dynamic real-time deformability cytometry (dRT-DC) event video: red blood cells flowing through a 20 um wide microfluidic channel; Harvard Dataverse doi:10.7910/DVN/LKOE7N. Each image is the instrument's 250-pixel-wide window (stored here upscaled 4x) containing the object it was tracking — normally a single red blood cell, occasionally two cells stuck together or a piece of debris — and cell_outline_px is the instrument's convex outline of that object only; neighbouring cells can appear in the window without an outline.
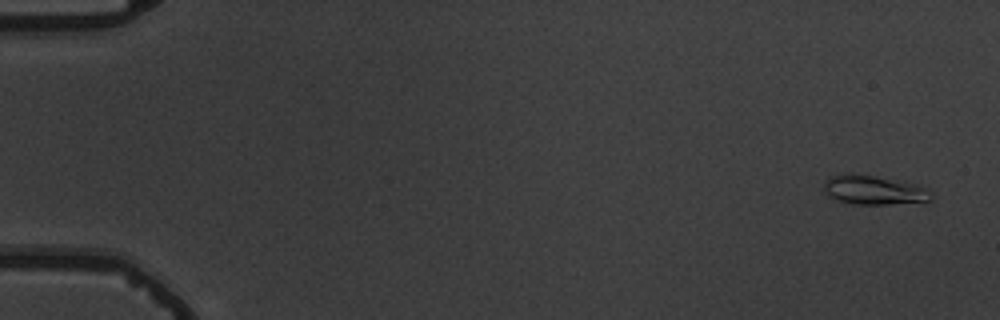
{"species": "common noctule bat (a hibernating species)", "species_latin": "Nyctalus noctula", "temperature_condition": "warm", "stored_images_in_passage": 10, "camera_frame_rate_fps": 3000, "um_per_image_px": 0.085, "animal": {"sex": "male", "body_mass_g": 19.5, "forearm_length_mm": 54.6}, "frame": {"image": 1, "passage_image": 1, "time_ms": 0.0, "image_size_px": [1000, 320], "cell_outline_px": [[932, 200], [888, 204], [852, 204], [836, 200], [828, 196], [824, 192], [824, 184], [832, 176], [840, 172], [852, 172], [904, 180], [916, 184], [932, 192]], "centroid_in_image_um": [74.25, 16.12], "position_along_channel_um": 10.8, "area_um2": 18.67}}
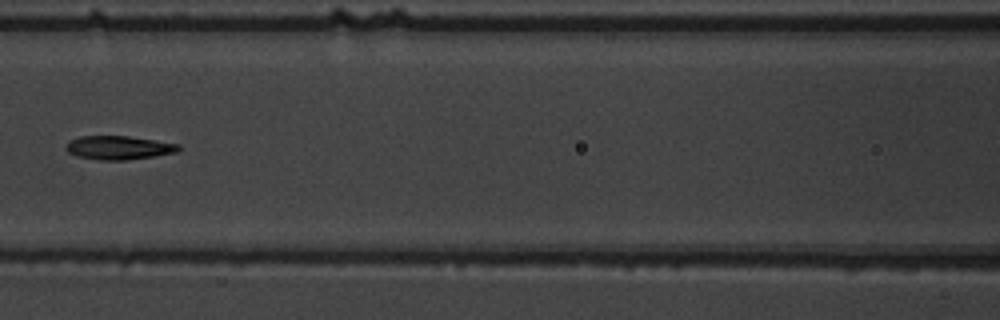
{"frame": {"image": 2, "passage_image": 7, "time_ms": 8.0, "image_size_px": [1000, 320], "cell_outline_px": [[180, 148], [176, 152], [152, 156], [124, 160], [100, 160], [76, 156], [68, 152], [64, 148], [68, 140], [80, 136], [128, 136], [180, 144]], "centroid_in_image_um": [10.03, 12.54], "position_along_channel_um": 156.6, "area_um2": 15.49}}
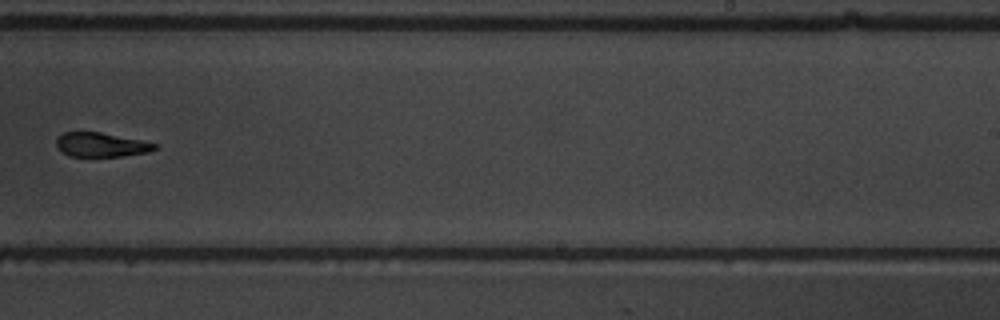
{"frame": {"image": 3, "passage_image": 10, "time_ms": 11.333, "image_size_px": [1000, 320], "cell_outline_px": [[156, 148], [148, 152], [120, 156], [88, 160], [68, 156], [56, 144], [56, 140], [64, 132], [100, 132], [144, 140], [156, 144]], "centroid_in_image_um": [8.58, 12.35], "position_along_channel_um": 280.4, "area_um2": 14.45}}